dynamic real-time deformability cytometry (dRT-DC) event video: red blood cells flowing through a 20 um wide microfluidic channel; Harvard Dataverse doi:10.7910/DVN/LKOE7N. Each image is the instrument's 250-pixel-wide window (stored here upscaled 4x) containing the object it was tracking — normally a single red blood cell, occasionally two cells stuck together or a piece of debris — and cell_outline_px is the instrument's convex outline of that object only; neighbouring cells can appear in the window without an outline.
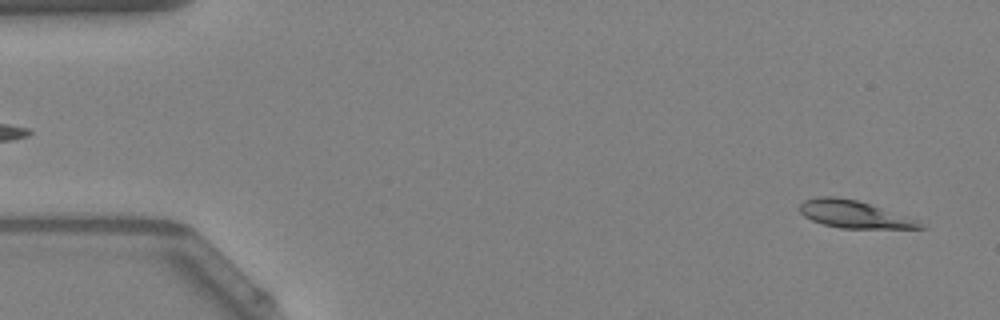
{"species": "Egyptian fruit bat (a non-hibernating species)", "species_latin": "Rousettus aegyptiacus", "temperature_condition": "warm", "stored_images_in_passage": 50, "camera_frame_rate_fps": 3000, "um_per_image_px": 0.085, "animal": {"sex": "female"}, "frame": {"image": 1, "passage_image": 2, "time_ms": 0.333, "image_size_px": [1000, 320], "cell_outline_px": [[928, 228], [840, 228], [824, 224], [812, 220], [804, 216], [800, 212], [800, 204], [804, 200], [816, 196], [836, 196], [856, 200], [920, 220]], "centroid_in_image_um": [72.61, 18.21], "position_along_channel_um": 12.4, "area_um2": 19.13}}
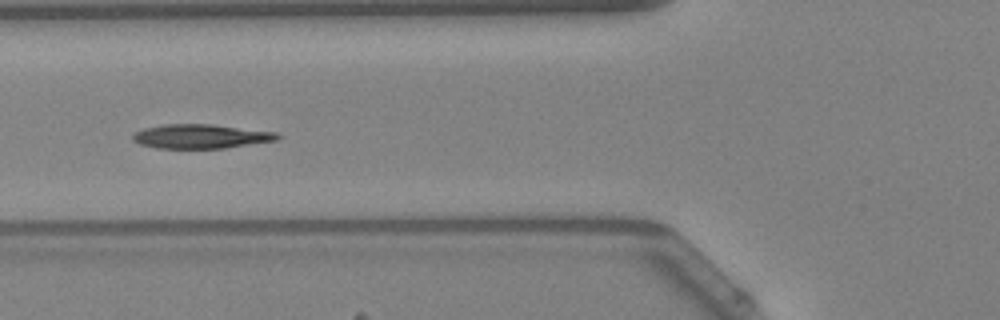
{"frame": {"image": 2, "passage_image": 19, "time_ms": 6.0, "image_size_px": [1000, 320], "cell_outline_px": [[280, 136], [276, 140], [224, 148], [156, 148], [140, 144], [132, 140], [132, 136], [136, 132], [144, 128], [164, 124], [212, 124], [276, 132]], "centroid_in_image_um": [17.04, 11.58], "position_along_channel_um": 108.8, "area_um2": 20.23}}
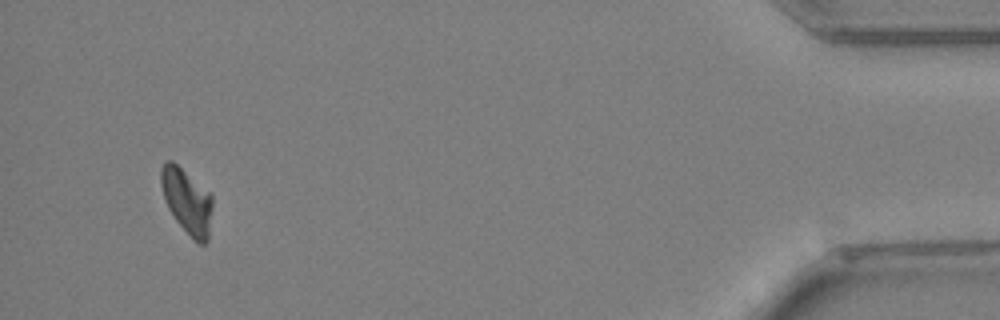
{"frame": {"image": 3, "passage_image": 48, "time_ms": 15.667, "image_size_px": [1000, 320], "cell_outline_px": [[212, 208], [208, 240], [204, 244], [200, 244], [176, 220], [168, 208], [160, 184], [160, 168], [164, 160], [172, 160], [208, 192], [212, 196]], "centroid_in_image_um": [15.87, 17.05], "position_along_channel_um": 419.3, "area_um2": 19.07}}